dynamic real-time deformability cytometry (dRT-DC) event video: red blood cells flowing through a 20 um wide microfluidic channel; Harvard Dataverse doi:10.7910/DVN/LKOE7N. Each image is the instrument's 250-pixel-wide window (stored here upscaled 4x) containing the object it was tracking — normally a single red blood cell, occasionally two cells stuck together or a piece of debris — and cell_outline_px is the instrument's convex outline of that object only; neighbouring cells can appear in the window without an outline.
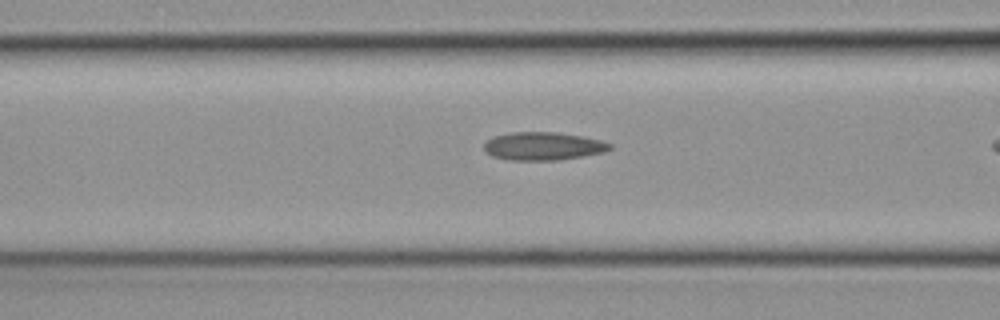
{"species": "common noctule bat (a hibernating species)", "species_latin": "Nyctalus noctula", "temperature_condition": "cold", "stored_images_in_passage": 7, "camera_frame_rate_fps": 3000, "um_per_image_px": 0.085, "animal": {"sex": "female", "body_mass_g": 19.3, "forearm_length_mm": 54.1}, "frame": {"image": 1, "passage_image": 6, "time_ms": 1.667, "image_size_px": [1000, 320], "cell_outline_px": [[612, 148], [604, 152], [560, 160], [508, 160], [492, 156], [484, 148], [484, 144], [492, 136], [512, 132], [556, 132], [580, 136], [600, 140], [612, 144]], "centroid_in_image_um": [46.16, 12.42], "position_along_channel_um": 120.4, "area_um2": 20.52}}